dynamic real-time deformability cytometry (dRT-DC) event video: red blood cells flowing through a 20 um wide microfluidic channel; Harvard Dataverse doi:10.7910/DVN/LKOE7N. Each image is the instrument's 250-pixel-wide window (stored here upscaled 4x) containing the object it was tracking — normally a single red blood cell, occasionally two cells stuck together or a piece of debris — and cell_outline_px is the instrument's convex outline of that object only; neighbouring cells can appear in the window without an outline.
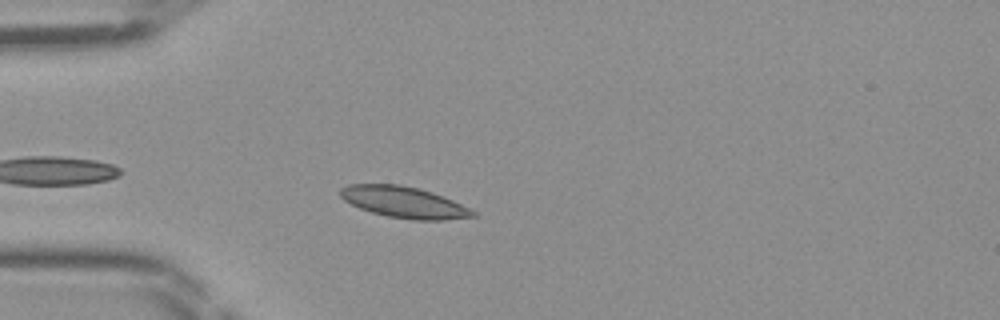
{"species": "Egyptian fruit bat (a non-hibernating species)", "species_latin": "Rousettus aegyptiacus", "temperature_condition": "room temperature", "stored_images_in_passage": 36, "camera_frame_rate_fps": 3000, "um_per_image_px": 0.085, "frame": {"image": 1, "passage_image": 6, "time_ms": 1.667, "image_size_px": [1000, 320], "cell_outline_px": [[476, 216], [444, 220], [412, 220], [388, 216], [372, 212], [360, 208], [344, 200], [340, 196], [340, 188], [348, 184], [400, 184], [420, 188], [432, 192], [452, 200], [476, 212]], "centroid_in_image_um": [34.32, 17.18], "position_along_channel_um": 50.7, "area_um2": 24.04}}
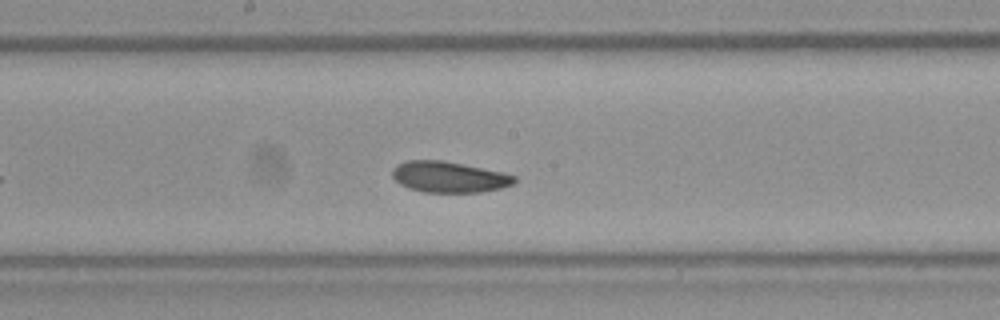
{"frame": {"image": 2, "passage_image": 18, "time_ms": 5.667, "image_size_px": [1000, 320], "cell_outline_px": [[516, 180], [512, 184], [500, 188], [480, 192], [424, 192], [408, 188], [400, 184], [392, 176], [392, 168], [396, 164], [408, 160], [444, 160], [464, 164], [500, 172], [516, 176]], "centroid_in_image_um": [38.12, 15.03], "position_along_channel_um": 210.1, "area_um2": 21.96}}
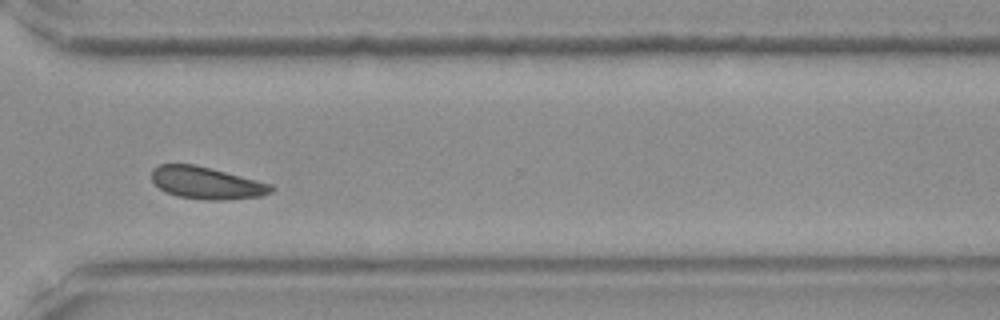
{"frame": {"image": 3, "passage_image": 28, "time_ms": 9.0, "image_size_px": [1000, 320], "cell_outline_px": [[276, 188], [272, 192], [260, 196], [220, 200], [204, 200], [176, 196], [164, 192], [152, 180], [152, 168], [160, 164], [192, 164], [272, 184]], "centroid_in_image_um": [17.53, 15.56], "position_along_channel_um": 353.1, "area_um2": 22.2}}